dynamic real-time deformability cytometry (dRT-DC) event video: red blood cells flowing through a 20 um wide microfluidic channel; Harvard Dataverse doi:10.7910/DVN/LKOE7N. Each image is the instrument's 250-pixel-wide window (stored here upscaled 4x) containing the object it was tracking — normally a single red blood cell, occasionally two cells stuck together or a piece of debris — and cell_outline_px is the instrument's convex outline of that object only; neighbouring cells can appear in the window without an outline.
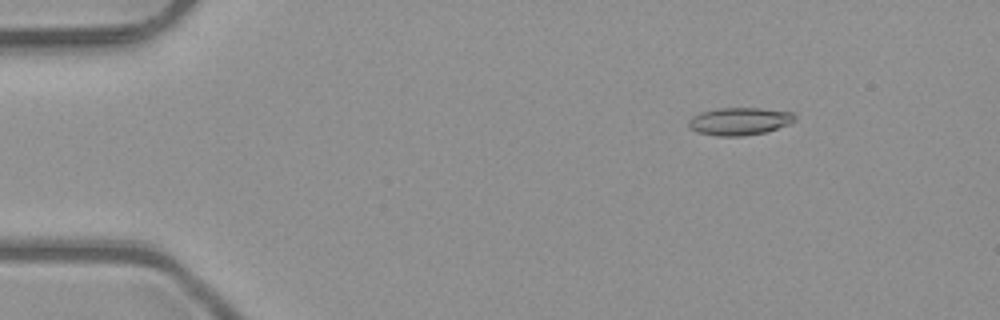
{"species": "common noctule bat (a hibernating species)", "species_latin": "Nyctalus noctula", "temperature_condition": "room temperature", "stored_images_in_passage": 3, "camera_frame_rate_fps": 3000, "um_per_image_px": 0.085, "animal": {"sex": "male", "body_mass_g": 23.1, "forearm_length_mm": 52.7}, "frame": {"image": 1, "passage_image": 1, "time_ms": 0.0, "image_size_px": [1000, 320], "cell_outline_px": [[796, 120], [792, 124], [764, 132], [744, 136], [716, 136], [696, 132], [688, 124], [688, 120], [692, 116], [700, 112], [720, 108], [760, 108], [792, 112], [796, 116]], "centroid_in_image_um": [62.88, 10.31], "position_along_channel_um": 22.1, "area_um2": 17.22}}